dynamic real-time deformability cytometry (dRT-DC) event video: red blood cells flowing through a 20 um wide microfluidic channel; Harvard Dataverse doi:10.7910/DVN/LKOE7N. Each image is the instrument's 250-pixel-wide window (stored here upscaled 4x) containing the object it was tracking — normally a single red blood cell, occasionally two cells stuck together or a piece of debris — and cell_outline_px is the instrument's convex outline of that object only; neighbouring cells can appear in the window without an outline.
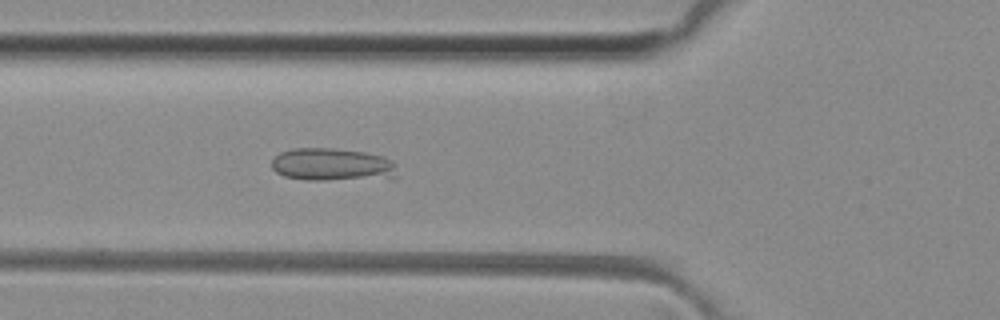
{"species": "common noctule bat (a hibernating species)", "species_latin": "Nyctalus noctula", "temperature_condition": "room temperature", "stored_images_in_passage": 27, "camera_frame_rate_fps": 3000, "um_per_image_px": 0.085, "animal": {"sex": "female", "body_mass_g": 29.2, "forearm_length_mm": 56.3}, "frame": {"image": 1, "passage_image": 4, "time_ms": 1.0, "image_size_px": [1000, 320], "cell_outline_px": [[396, 180], [308, 180], [284, 176], [276, 172], [272, 168], [272, 160], [280, 152], [292, 148], [332, 148], [364, 152], [384, 156], [392, 160], [396, 164]], "centroid_in_image_um": [28.34, 14.02], "position_along_channel_um": 97.5, "area_um2": 24.74}}
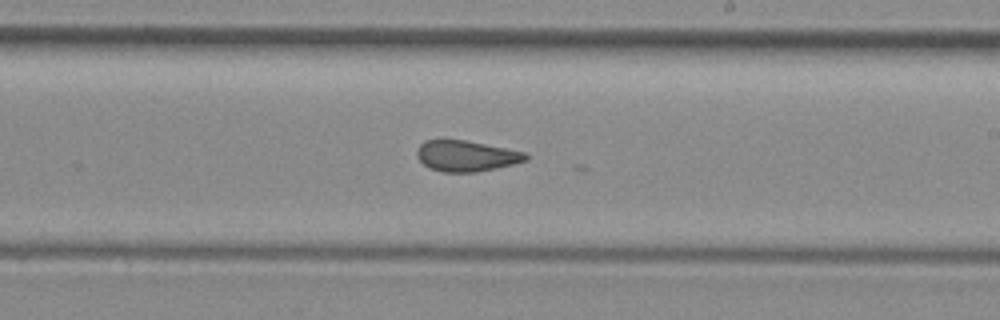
{"frame": {"image": 2, "passage_image": 15, "time_ms": 4.667, "image_size_px": [1000, 320], "cell_outline_px": [[528, 160], [496, 168], [476, 172], [444, 172], [428, 168], [416, 156], [416, 152], [420, 144], [424, 140], [464, 140], [528, 152]], "centroid_in_image_um": [39.64, 13.25], "position_along_channel_um": 249.4, "area_um2": 19.59}}
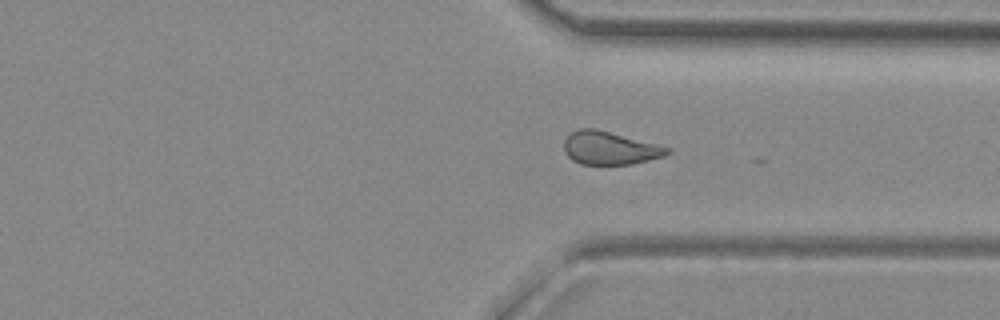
{"frame": {"image": 3, "passage_image": 23, "time_ms": 7.333, "image_size_px": [1000, 320], "cell_outline_px": [[672, 152], [664, 156], [632, 164], [580, 164], [572, 160], [564, 152], [564, 140], [572, 132], [580, 128], [592, 128], [672, 148]], "centroid_in_image_um": [51.83, 12.6], "position_along_channel_um": 359.6, "area_um2": 19.65}}